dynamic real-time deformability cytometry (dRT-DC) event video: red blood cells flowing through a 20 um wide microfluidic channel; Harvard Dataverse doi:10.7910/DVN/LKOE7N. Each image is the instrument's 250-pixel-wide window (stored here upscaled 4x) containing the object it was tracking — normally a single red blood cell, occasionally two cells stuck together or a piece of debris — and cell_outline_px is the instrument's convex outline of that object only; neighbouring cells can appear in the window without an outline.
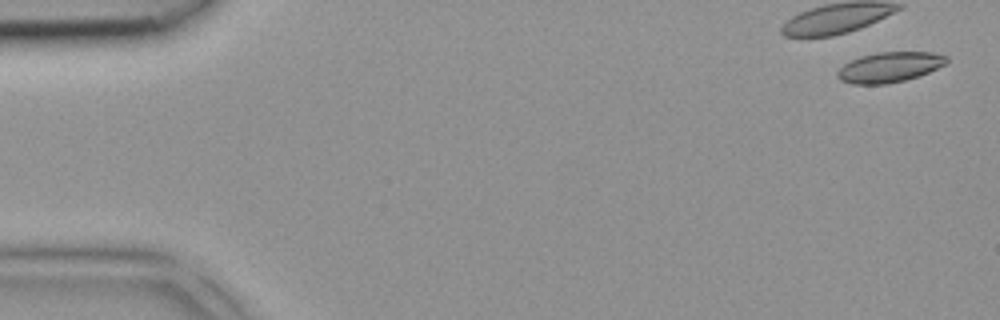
{"species": "common noctule bat (a hibernating species)", "species_latin": "Nyctalus noctula", "temperature_condition": "room temperature", "stored_images_in_passage": 5, "camera_frame_rate_fps": 3000, "um_per_image_px": 0.085, "animal": {"sex": "female", "body_mass_g": 18.4}, "frame": {"image": 1, "passage_image": 1, "time_ms": 0.0, "image_size_px": [1000, 320], "cell_outline_px": [[948, 60], [944, 64], [920, 76], [888, 84], [852, 84], [840, 80], [836, 76], [836, 72], [844, 64], [860, 56], [880, 52], [932, 52], [948, 56]], "centroid_in_image_um": [75.59, 5.71], "position_along_channel_um": 9.4, "area_um2": 19.19}}